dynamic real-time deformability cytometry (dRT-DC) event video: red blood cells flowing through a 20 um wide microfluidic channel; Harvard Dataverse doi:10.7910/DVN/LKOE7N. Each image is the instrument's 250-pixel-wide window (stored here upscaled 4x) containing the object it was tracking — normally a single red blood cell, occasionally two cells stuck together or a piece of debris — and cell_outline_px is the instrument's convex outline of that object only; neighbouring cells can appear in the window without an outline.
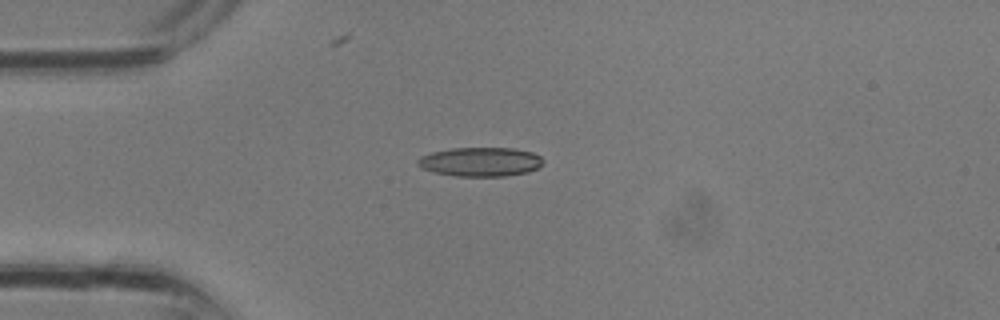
{"species": "common noctule bat (a hibernating species)", "species_latin": "Nyctalus noctula", "temperature_condition": "room temperature", "stored_images_in_passage": 25, "camera_frame_rate_fps": 3000, "um_per_image_px": 0.085, "animal": {"sex": "male", "body_mass_g": 13.3}, "frame": {"image": 1, "passage_image": 1, "time_ms": 0.0, "image_size_px": [1000, 320], "cell_outline_px": [[544, 164], [528, 172], [504, 176], [452, 176], [432, 172], [416, 164], [416, 160], [420, 156], [432, 152], [452, 148], [516, 148], [532, 152], [540, 156], [544, 160]], "centroid_in_image_um": [40.83, 13.75], "position_along_channel_um": 44.2, "area_um2": 21.44}}
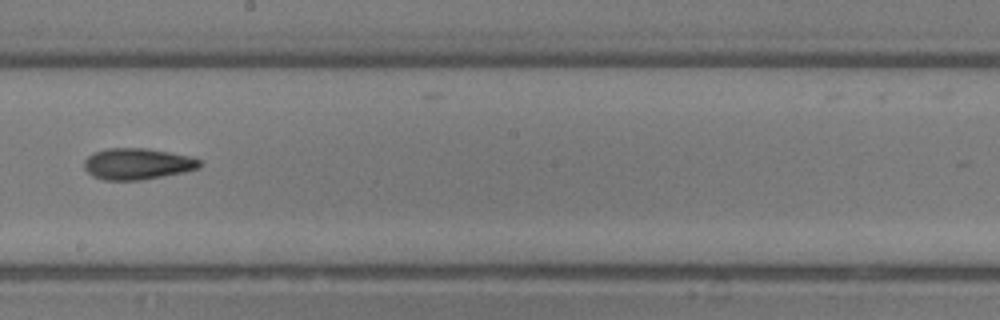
{"frame": {"image": 2, "passage_image": 11, "time_ms": 3.333, "image_size_px": [1000, 320], "cell_outline_px": [[200, 168], [184, 172], [140, 180], [104, 180], [92, 176], [84, 168], [84, 160], [92, 152], [108, 148], [148, 148], [192, 156], [200, 160]], "centroid_in_image_um": [11.67, 13.92], "position_along_channel_um": 236.5, "area_um2": 21.21}}
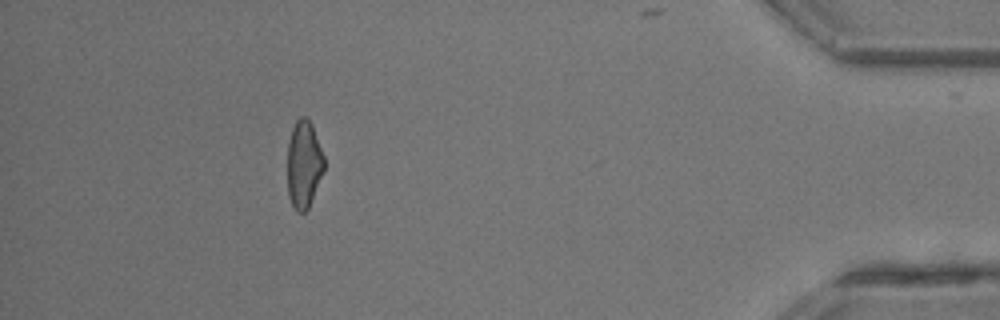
{"frame": {"image": 3, "passage_image": 22, "time_ms": 7.0, "image_size_px": [1000, 320], "cell_outline_px": [[324, 172], [308, 208], [304, 212], [296, 212], [288, 196], [288, 140], [292, 128], [296, 120], [300, 116], [308, 116], [312, 124], [324, 156]], "centroid_in_image_um": [25.83, 13.94], "position_along_channel_um": 409.4, "area_um2": 18.9}}